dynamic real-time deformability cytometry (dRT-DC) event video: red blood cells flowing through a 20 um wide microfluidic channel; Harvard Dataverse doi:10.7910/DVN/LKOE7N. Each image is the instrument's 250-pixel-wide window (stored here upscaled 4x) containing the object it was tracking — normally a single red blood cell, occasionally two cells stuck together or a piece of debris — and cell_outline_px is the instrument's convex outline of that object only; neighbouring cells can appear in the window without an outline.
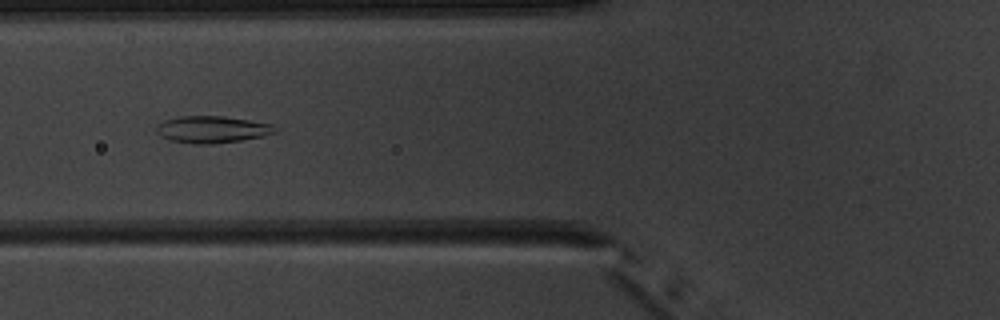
{"species": "common noctule bat (a hibernating species)", "species_latin": "Nyctalus noctula", "temperature_condition": "warm", "stored_images_in_passage": 5, "camera_frame_rate_fps": 3000, "um_per_image_px": 0.085, "animal": {"sex": "male", "body_mass_g": 20.1, "forearm_length_mm": 53.5}, "frame": {"image": 1, "passage_image": 5, "time_ms": 4.667, "image_size_px": [1000, 320], "cell_outline_px": [[276, 132], [264, 136], [240, 140], [212, 144], [192, 144], [172, 140], [160, 136], [156, 132], [156, 128], [164, 120], [180, 116], [220, 116], [248, 120], [272, 124], [276, 128]], "centroid_in_image_um": [18.02, 11.01], "position_along_channel_um": 107.8, "area_um2": 18.44}}